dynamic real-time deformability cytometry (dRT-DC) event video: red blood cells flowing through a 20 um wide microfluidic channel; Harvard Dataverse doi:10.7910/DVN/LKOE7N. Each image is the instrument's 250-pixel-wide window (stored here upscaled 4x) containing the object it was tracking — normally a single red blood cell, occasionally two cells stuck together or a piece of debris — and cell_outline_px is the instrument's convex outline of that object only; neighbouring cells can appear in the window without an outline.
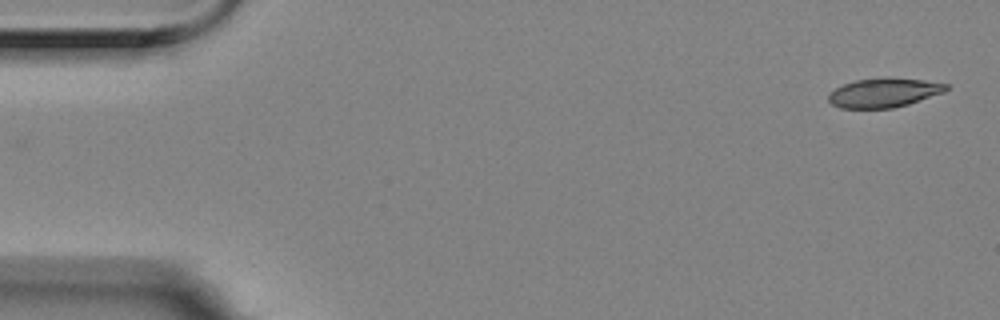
{"species": "Egyptian fruit bat (a non-hibernating species)", "species_latin": "Rousettus aegyptiacus", "temperature_condition": "room temperature", "stored_images_in_passage": 4, "camera_frame_rate_fps": 3000, "um_per_image_px": 0.085, "animal": {"sex": "female"}, "frame": {"image": 1, "passage_image": 1, "time_ms": 0.0, "image_size_px": [1000, 320], "cell_outline_px": [[948, 88], [944, 92], [908, 104], [892, 108], [840, 108], [832, 104], [828, 100], [828, 92], [844, 84], [856, 80], [924, 80], [948, 84]], "centroid_in_image_um": [75.09, 7.92], "position_along_channel_um": 9.9, "area_um2": 19.19}}